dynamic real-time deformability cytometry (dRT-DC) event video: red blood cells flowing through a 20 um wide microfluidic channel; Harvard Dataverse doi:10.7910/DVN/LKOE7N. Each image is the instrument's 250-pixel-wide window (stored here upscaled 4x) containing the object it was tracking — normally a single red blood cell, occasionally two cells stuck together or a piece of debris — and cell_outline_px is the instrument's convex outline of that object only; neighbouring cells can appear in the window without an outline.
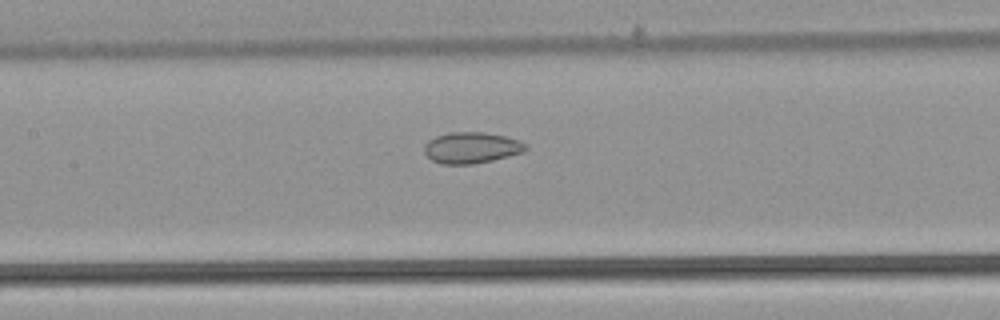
{"species": "common noctule bat (a hibernating species)", "species_latin": "Nyctalus noctula", "temperature_condition": "warm", "stored_images_in_passage": 39, "camera_frame_rate_fps": 3000, "um_per_image_px": 0.085, "animal": {"sex": "male", "body_mass_g": 21.5, "forearm_length_mm": 52.0}, "frame": {"image": 1, "passage_image": 11, "time_ms": 3.333, "image_size_px": [1000, 320], "cell_outline_px": [[528, 148], [524, 152], [492, 160], [472, 164], [440, 164], [432, 160], [424, 152], [424, 144], [428, 140], [436, 136], [448, 132], [484, 132], [504, 136], [520, 140], [528, 144]], "centroid_in_image_um": [40.08, 12.55], "position_along_channel_um": 167.3, "area_um2": 18.55}}
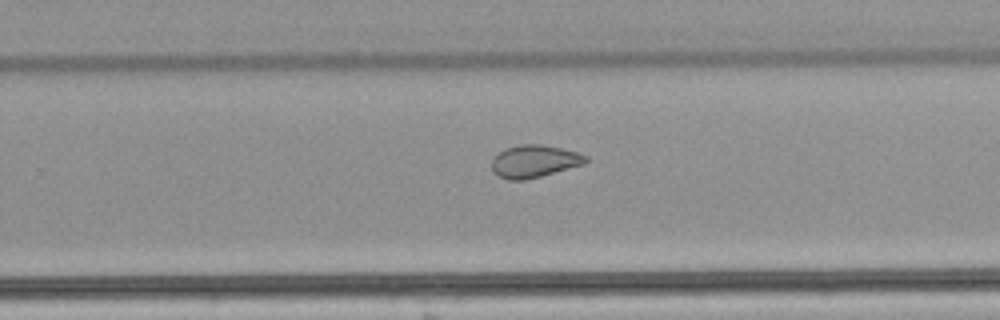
{"frame": {"image": 2, "passage_image": 20, "time_ms": 6.333, "image_size_px": [1000, 320], "cell_outline_px": [[588, 160], [584, 164], [540, 176], [524, 180], [508, 180], [492, 172], [492, 160], [504, 148], [520, 144], [540, 144], [560, 148], [576, 152], [588, 156]], "centroid_in_image_um": [45.4, 13.7], "position_along_channel_um": 284.4, "area_um2": 17.63}}
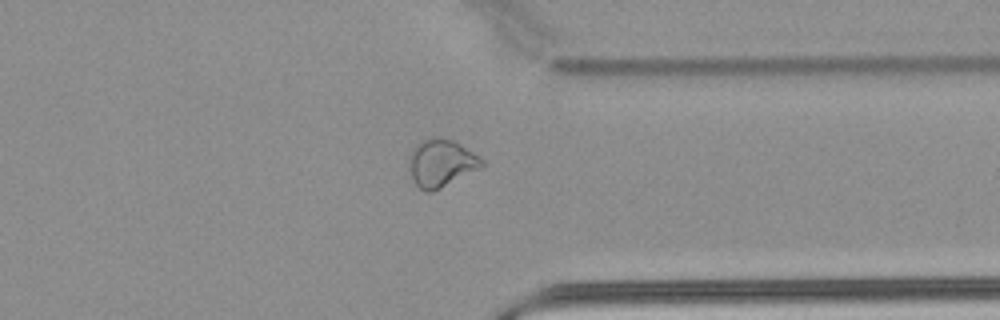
{"frame": {"image": 3, "passage_image": 27, "time_ms": 8.667, "image_size_px": [1000, 320], "cell_outline_px": [[484, 164], [480, 168], [432, 192], [428, 192], [420, 188], [416, 184], [412, 176], [408, 164], [408, 160], [412, 148], [420, 140], [432, 136], [440, 136], [452, 140], [460, 144], [480, 156], [484, 160]], "centroid_in_image_um": [37.48, 13.82], "position_along_channel_um": 373.9, "area_um2": 20.23}}